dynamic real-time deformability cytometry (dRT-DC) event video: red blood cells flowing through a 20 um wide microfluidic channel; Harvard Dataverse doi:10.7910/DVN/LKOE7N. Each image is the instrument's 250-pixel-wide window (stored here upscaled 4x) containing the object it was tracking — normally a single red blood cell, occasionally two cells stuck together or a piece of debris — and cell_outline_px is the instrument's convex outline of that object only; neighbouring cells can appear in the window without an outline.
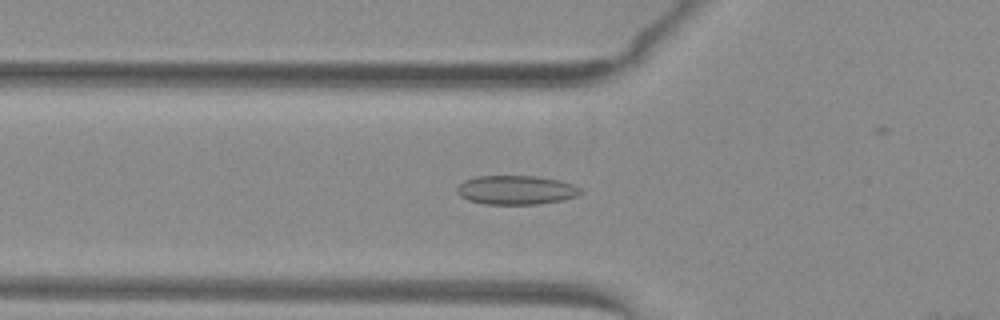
{"species": "common noctule bat (a hibernating species)", "species_latin": "Nyctalus noctula", "temperature_condition": "warm", "stored_images_in_passage": 49, "segment_of_instrument_passage": [1, 2], "camera_frame_rate_fps": 3000, "um_per_image_px": 0.085, "animal": {"sex": "female", "body_mass_g": 29.2, "forearm_length_mm": 56.3}, "frame": {"image": 1, "passage_image": 20, "time_ms": 6.333, "image_size_px": [1000, 320], "cell_outline_px": [[584, 192], [580, 196], [564, 200], [536, 204], [484, 204], [468, 200], [460, 196], [456, 192], [456, 188], [464, 180], [476, 176], [536, 176], [560, 180], [572, 184], [580, 188]], "centroid_in_image_um": [43.89, 16.15], "position_along_channel_um": 81.9, "area_um2": 21.15}}
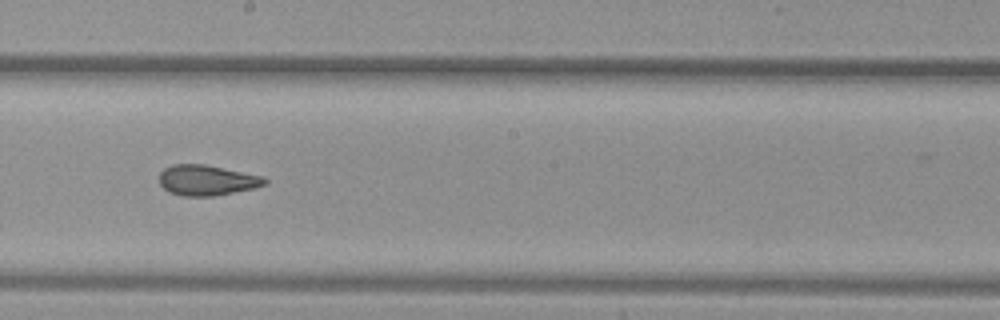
{"frame": {"image": 2, "passage_image": 31, "time_ms": 10.0, "image_size_px": [1000, 320], "cell_outline_px": [[268, 184], [256, 188], [216, 196], [180, 196], [168, 192], [160, 184], [160, 172], [164, 168], [172, 164], [204, 164], [264, 176], [268, 180]], "centroid_in_image_um": [17.61, 15.33], "position_along_channel_um": 230.6, "area_um2": 19.02}}
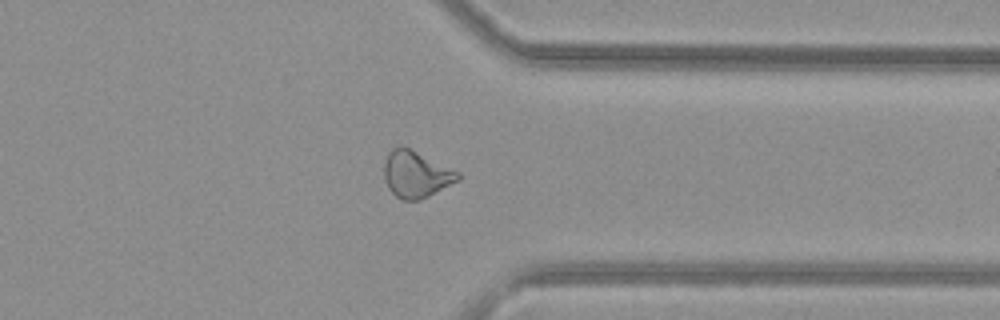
{"frame": {"image": 3, "passage_image": 42, "time_ms": 13.667, "image_size_px": [1000, 320], "cell_outline_px": [[460, 180], [420, 200], [400, 200], [388, 188], [384, 180], [384, 160], [388, 152], [392, 148], [408, 148], [460, 172]], "centroid_in_image_um": [35.35, 14.84], "position_along_channel_um": 376.1, "area_um2": 19.88}}